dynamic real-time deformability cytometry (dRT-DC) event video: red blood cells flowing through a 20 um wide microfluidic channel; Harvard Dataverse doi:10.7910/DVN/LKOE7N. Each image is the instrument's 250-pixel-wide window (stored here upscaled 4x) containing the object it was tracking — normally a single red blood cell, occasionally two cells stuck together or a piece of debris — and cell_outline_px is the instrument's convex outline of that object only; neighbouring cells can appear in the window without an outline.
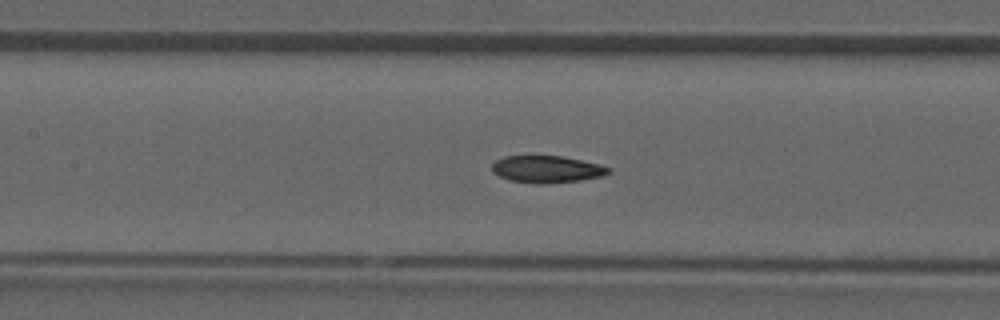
{"species": "common noctule bat (a hibernating species)", "species_latin": "Nyctalus noctula", "temperature_condition": "room temperature", "stored_images_in_passage": 49, "camera_frame_rate_fps": 3000, "um_per_image_px": 0.085, "animal": {"sex": "male", "forearm_length_mm": 52.5}, "frame": {"image": 1, "passage_image": 22, "time_ms": 7.0, "image_size_px": [1000, 320], "cell_outline_px": [[612, 172], [604, 176], [580, 180], [544, 184], [536, 184], [508, 180], [492, 172], [492, 164], [496, 160], [504, 156], [564, 156], [600, 164], [612, 168]], "centroid_in_image_um": [46.51, 14.38], "position_along_channel_um": 160.9, "area_um2": 18.61}}